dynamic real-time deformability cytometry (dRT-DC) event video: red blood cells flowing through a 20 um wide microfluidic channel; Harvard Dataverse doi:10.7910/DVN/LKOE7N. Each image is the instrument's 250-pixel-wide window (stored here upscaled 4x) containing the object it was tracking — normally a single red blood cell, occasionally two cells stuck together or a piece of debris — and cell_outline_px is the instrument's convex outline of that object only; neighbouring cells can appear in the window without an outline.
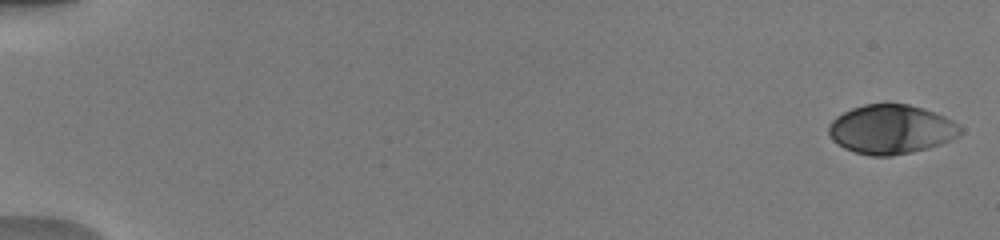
{"species": "human", "species_latin": "Homo sapiens", "temperature_condition": "warm", "stored_images_in_passage": 8, "camera_frame_rate_fps": 3000, "um_per_image_px": 0.085, "donor": {"sex": "male"}, "frame": {"image": 1, "passage_image": 1, "time_ms": 0.0, "image_size_px": [1000, 240], "cell_outline_px": [[960, 136], [952, 140], [928, 148], [912, 152], [892, 156], [872, 156], [856, 152], [844, 148], [832, 140], [828, 132], [828, 124], [836, 116], [852, 108], [864, 104], [908, 104], [924, 108], [936, 112], [952, 120], [960, 128]], "centroid_in_image_um": [75.73, 10.99], "position_along_channel_um": 9.3, "area_um2": 37.8}}
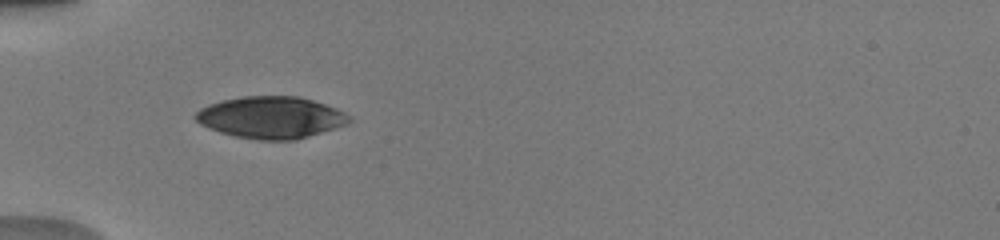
{"frame": {"image": 2, "passage_image": 7, "time_ms": 5.667, "image_size_px": [1000, 240], "cell_outline_px": [[352, 120], [348, 124], [296, 140], [256, 140], [236, 136], [220, 132], [208, 128], [200, 124], [192, 116], [200, 108], [208, 104], [220, 100], [244, 96], [300, 96], [336, 108], [352, 116]], "centroid_in_image_um": [23.02, 9.98], "position_along_channel_um": 62.0, "area_um2": 37.74}}
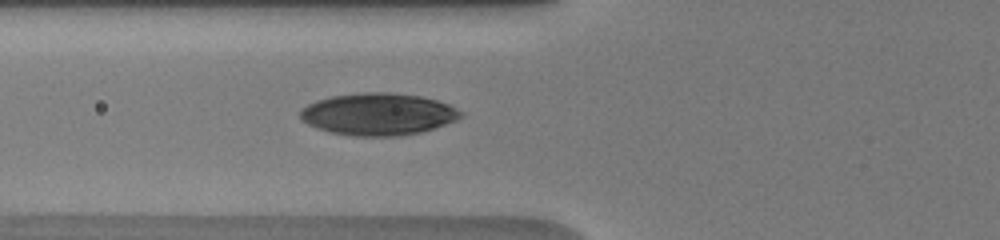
{"frame": {"image": 3, "passage_image": 8, "time_ms": 6.667, "image_size_px": [1000, 240], "cell_outline_px": [[464, 116], [456, 120], [420, 132], [396, 136], [352, 136], [332, 132], [316, 128], [300, 120], [300, 112], [308, 104], [316, 100], [332, 96], [364, 92], [388, 92], [420, 96], [436, 100], [448, 104], [464, 112]], "centroid_in_image_um": [32.14, 9.7], "position_along_channel_um": 93.7, "area_um2": 39.25}}